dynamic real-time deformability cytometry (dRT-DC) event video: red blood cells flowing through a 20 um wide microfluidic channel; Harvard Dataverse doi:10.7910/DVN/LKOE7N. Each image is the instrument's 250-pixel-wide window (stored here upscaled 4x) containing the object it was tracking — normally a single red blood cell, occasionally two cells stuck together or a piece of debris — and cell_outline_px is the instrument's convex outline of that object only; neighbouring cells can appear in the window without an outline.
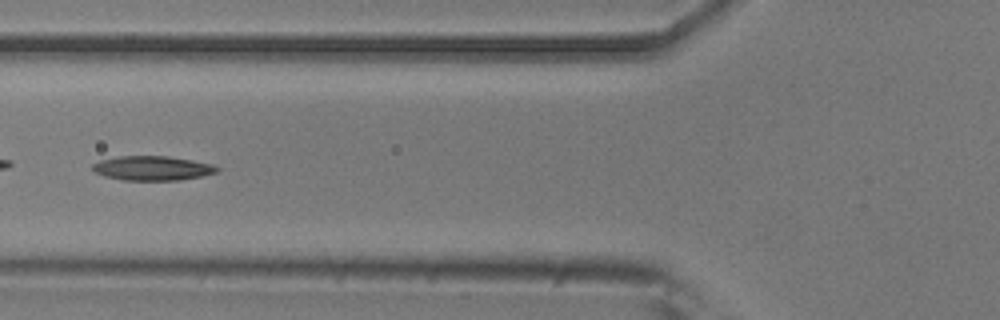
{"species": "common noctule bat (a hibernating species)", "species_latin": "Nyctalus noctula", "temperature_condition": "room temperature", "stored_images_in_passage": 29, "camera_frame_rate_fps": 3000, "um_per_image_px": 0.085, "animal": {"sex": "male", "body_mass_g": 20.5, "forearm_length_mm": 52.5}, "frame": {"image": 1, "passage_image": 8, "time_ms": 2.333, "image_size_px": [1000, 320], "cell_outline_px": [[220, 168], [216, 172], [200, 176], [180, 180], [124, 180], [104, 176], [96, 172], [92, 168], [92, 164], [100, 160], [116, 156], [168, 156], [192, 160], [212, 164]], "centroid_in_image_um": [12.93, 14.29], "position_along_channel_um": 112.9, "area_um2": 17.63}}
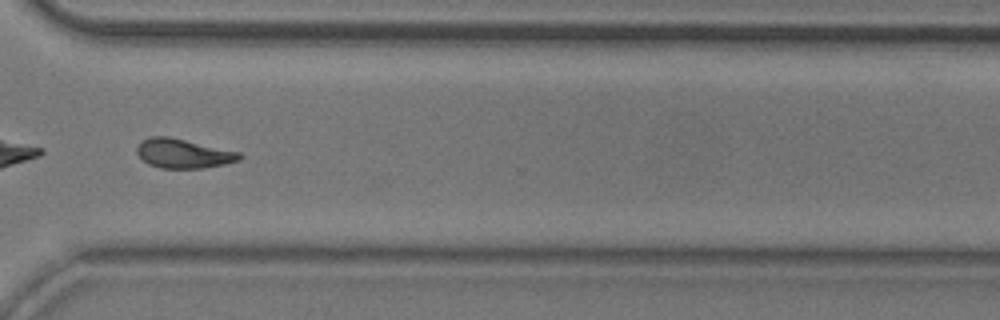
{"frame": {"image": 2, "passage_image": 27, "time_ms": 8.667, "image_size_px": [1000, 320], "cell_outline_px": [[244, 156], [240, 160], [224, 164], [204, 168], [160, 168], [148, 164], [136, 152], [136, 148], [140, 140], [152, 136], [168, 136], [240, 152]], "centroid_in_image_um": [15.58, 13.04], "position_along_channel_um": 355.0, "area_um2": 17.57}, "authors_computed_cell_mechanics": {"area_um2": 17.5712, "velocity_mm_per_s": 3.8205, "shape_relaxation_time_tau1_ms": 4.826, "shape_relaxation_time_tau2_ms": 10.2268, "deformation_change_tau1": 0.1493, "deformation_change_tau2": 0.1896}}